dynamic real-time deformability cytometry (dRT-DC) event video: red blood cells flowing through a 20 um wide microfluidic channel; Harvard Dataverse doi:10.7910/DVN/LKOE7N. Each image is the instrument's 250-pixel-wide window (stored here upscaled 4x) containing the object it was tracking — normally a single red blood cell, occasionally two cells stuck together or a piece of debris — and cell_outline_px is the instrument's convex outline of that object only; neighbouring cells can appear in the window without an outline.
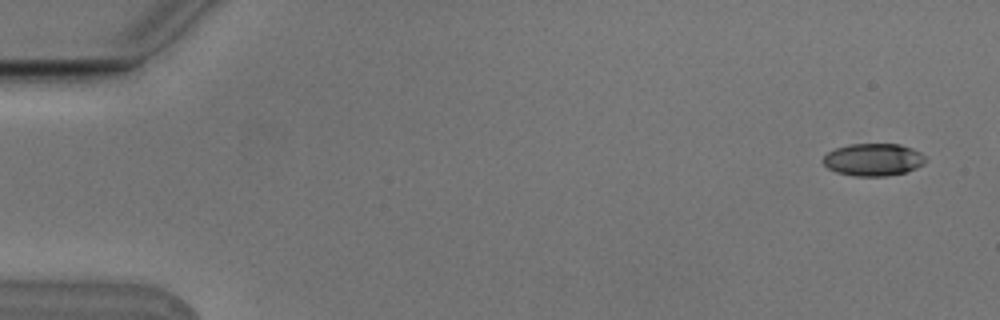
{"species": "Egyptian fruit bat (a non-hibernating species)", "species_latin": "Rousettus aegyptiacus", "temperature_condition": "cold", "stored_images_in_passage": 6, "camera_frame_rate_fps": 3000, "um_per_image_px": 0.085, "animal": {"sex": "male"}, "frame": {"image": 1, "passage_image": 1, "time_ms": 0.0, "image_size_px": [1000, 320], "cell_outline_px": [[928, 160], [924, 164], [908, 172], [888, 176], [856, 176], [836, 172], [828, 168], [820, 160], [828, 152], [836, 148], [848, 144], [900, 144], [912, 148], [920, 152]], "centroid_in_image_um": [74.25, 13.57], "position_along_channel_um": 10.8, "area_um2": 19.59}}